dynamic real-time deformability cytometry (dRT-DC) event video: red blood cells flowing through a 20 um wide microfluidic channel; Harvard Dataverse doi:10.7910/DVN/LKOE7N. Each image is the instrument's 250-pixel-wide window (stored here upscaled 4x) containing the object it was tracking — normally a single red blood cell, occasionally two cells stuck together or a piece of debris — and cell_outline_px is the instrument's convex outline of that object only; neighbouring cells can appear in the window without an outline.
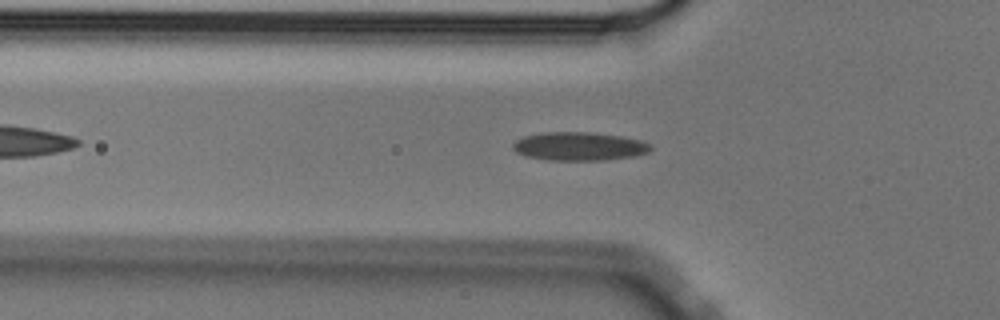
{"species": "Egyptian fruit bat (a non-hibernating species)", "species_latin": "Rousettus aegyptiacus", "temperature_condition": "cold", "stored_images_in_passage": 44, "camera_frame_rate_fps": 3000, "um_per_image_px": 0.085, "animal": {"sex": "male"}, "frame": {"image": 1, "passage_image": 9, "time_ms": 2.667, "image_size_px": [1000, 320], "cell_outline_px": [[652, 148], [648, 152], [636, 156], [604, 160], [548, 160], [524, 156], [516, 152], [512, 148], [512, 144], [516, 140], [524, 136], [544, 132], [592, 132], [620, 136], [640, 140], [648, 144]], "centroid_in_image_um": [49.19, 12.44], "position_along_channel_um": 76.6, "area_um2": 22.89}}
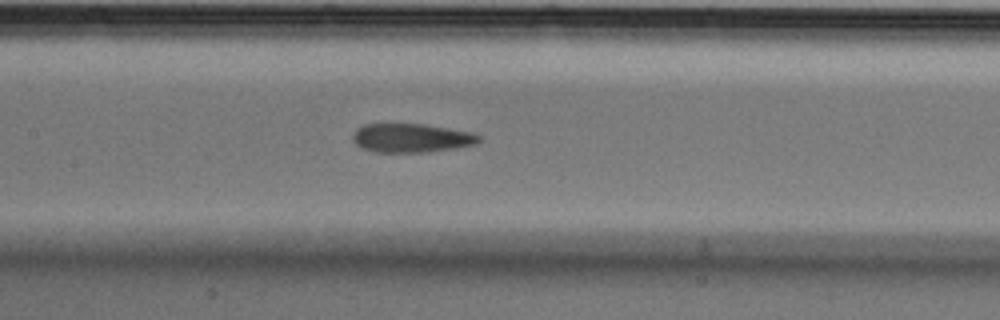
{"frame": {"image": 2, "passage_image": 17, "time_ms": 5.333, "image_size_px": [1000, 320], "cell_outline_px": [[480, 140], [476, 144], [456, 148], [428, 152], [372, 152], [360, 148], [352, 140], [352, 136], [356, 128], [364, 124], [424, 124], [472, 132], [480, 136]], "centroid_in_image_um": [34.94, 11.73], "position_along_channel_um": 172.5, "area_um2": 21.39}}
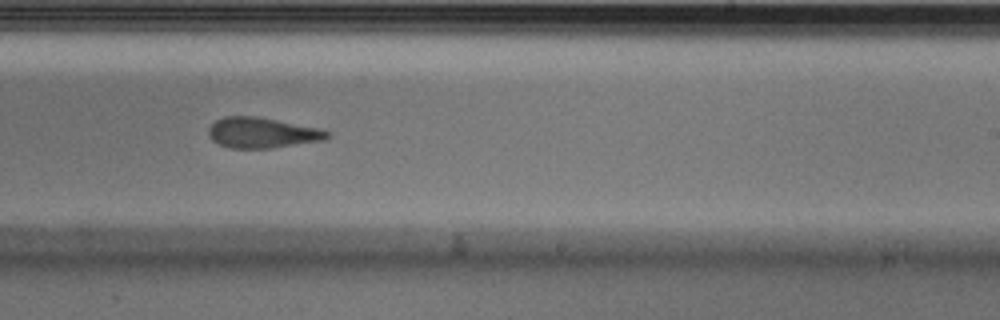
{"frame": {"image": 3, "passage_image": 25, "time_ms": 8.0, "image_size_px": [1000, 320], "cell_outline_px": [[332, 136], [324, 140], [272, 148], [228, 148], [212, 140], [208, 136], [208, 128], [216, 120], [224, 116], [256, 116], [320, 128], [328, 132]], "centroid_in_image_um": [22.27, 11.28], "position_along_channel_um": 266.7, "area_um2": 21.15}, "authors_computed_cell_mechanics": {"area_um2": 22.253, "velocity_mm_per_s": 3.5494, "shape_relaxation_time_tau1_ms": 7.181, "shape_relaxation_time_tau2_ms": 2.2441, "deformation_change_tau1": 0.1747, "deformation_change_tau2": 0.0976}}